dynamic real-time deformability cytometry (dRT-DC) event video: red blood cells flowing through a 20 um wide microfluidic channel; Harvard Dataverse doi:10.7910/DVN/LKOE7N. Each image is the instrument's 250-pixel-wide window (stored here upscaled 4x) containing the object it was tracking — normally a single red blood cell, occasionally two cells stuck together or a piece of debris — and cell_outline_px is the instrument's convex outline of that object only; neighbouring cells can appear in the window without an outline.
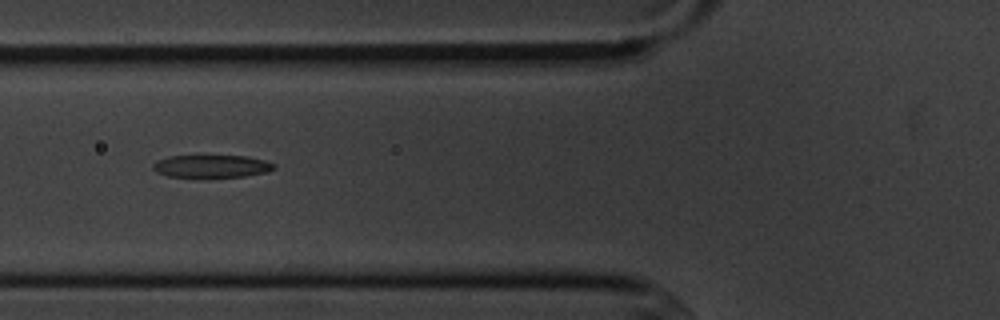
{"species": "common noctule bat (a hibernating species)", "species_latin": "Nyctalus noctula", "temperature_condition": "cold", "stored_images_in_passage": 6, "camera_frame_rate_fps": 3000, "um_per_image_px": 0.085, "animal": {"sex": "male", "body_mass_g": 20.1, "forearm_length_mm": 53.5}, "frame": {"image": 1, "passage_image": 6, "time_ms": 6.0, "image_size_px": [1000, 320], "cell_outline_px": [[276, 168], [268, 172], [244, 176], [168, 176], [156, 172], [152, 168], [152, 164], [156, 160], [168, 156], [248, 156], [264, 160], [276, 164]], "centroid_in_image_um": [17.99, 14.11], "position_along_channel_um": 107.8, "area_um2": 15.78}}